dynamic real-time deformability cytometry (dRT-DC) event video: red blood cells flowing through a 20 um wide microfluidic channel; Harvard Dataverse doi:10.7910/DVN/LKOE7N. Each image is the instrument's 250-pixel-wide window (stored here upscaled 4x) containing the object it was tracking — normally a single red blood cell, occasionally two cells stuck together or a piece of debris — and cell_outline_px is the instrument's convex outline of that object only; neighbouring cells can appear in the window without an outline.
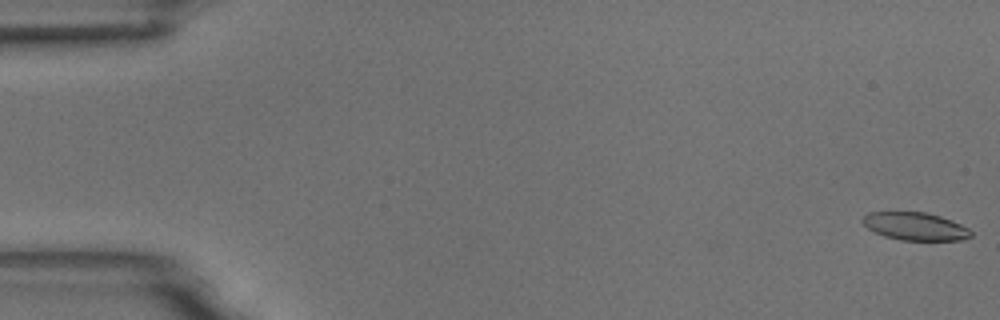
{"species": "common noctule bat (a hibernating species)", "species_latin": "Nyctalus noctula", "temperature_condition": "room temperature", "stored_images_in_passage": 55, "camera_frame_rate_fps": 3000, "um_per_image_px": 0.085, "animal": {"sex": "male", "body_mass_g": 18.8}, "frame": {"image": 1, "passage_image": 1, "time_ms": 0.0, "image_size_px": [1000, 320], "cell_outline_px": [[972, 236], [964, 240], [900, 240], [884, 236], [868, 228], [860, 220], [868, 212], [924, 212], [940, 216], [952, 220], [968, 228], [972, 232]], "centroid_in_image_um": [77.8, 19.24], "position_along_channel_um": 7.2, "area_um2": 17.57}}
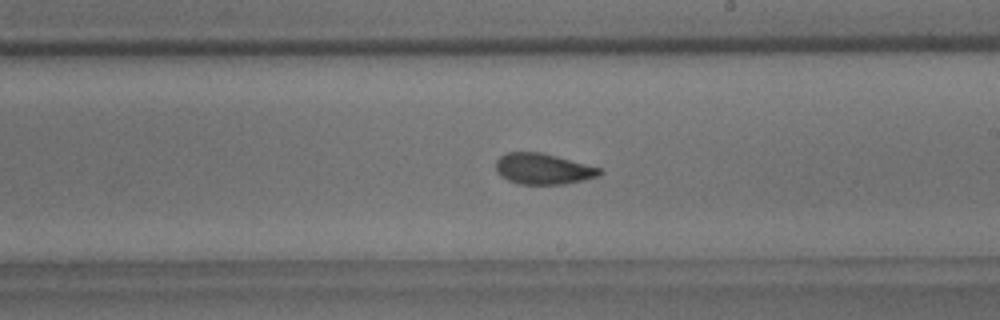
{"frame": {"image": 2, "passage_image": 32, "time_ms": 10.333, "image_size_px": [1000, 320], "cell_outline_px": [[604, 172], [600, 176], [584, 180], [564, 184], [516, 184], [500, 176], [496, 172], [496, 160], [500, 156], [508, 152], [540, 152], [556, 156], [600, 168]], "centroid_in_image_um": [46.15, 14.36], "position_along_channel_um": 242.9, "area_um2": 18.73}}
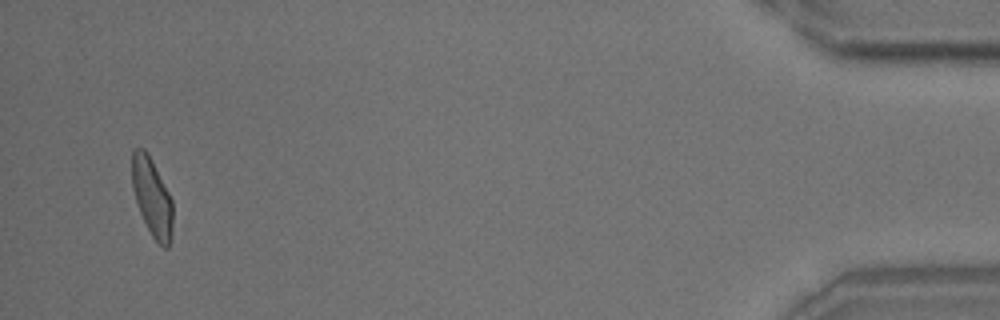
{"frame": {"image": 3, "passage_image": 53, "time_ms": 17.333, "image_size_px": [1000, 320], "cell_outline_px": [[172, 236], [168, 248], [164, 248], [152, 236], [140, 212], [132, 188], [132, 152], [136, 148], [144, 148], [168, 192], [172, 200]], "centroid_in_image_um": [12.92, 16.8], "position_along_channel_um": 422.3, "area_um2": 18.09}, "authors_computed_cell_mechanics": {"area_um2": 18.9584, "velocity_mm_per_s": 3.7164, "shape_relaxation_time_tau1_ms": 4.1571, "shape_relaxation_time_tau2_ms": 1.674, "deformation_change_tau1": 0.1362, "deformation_change_tau2": 0.0755}}